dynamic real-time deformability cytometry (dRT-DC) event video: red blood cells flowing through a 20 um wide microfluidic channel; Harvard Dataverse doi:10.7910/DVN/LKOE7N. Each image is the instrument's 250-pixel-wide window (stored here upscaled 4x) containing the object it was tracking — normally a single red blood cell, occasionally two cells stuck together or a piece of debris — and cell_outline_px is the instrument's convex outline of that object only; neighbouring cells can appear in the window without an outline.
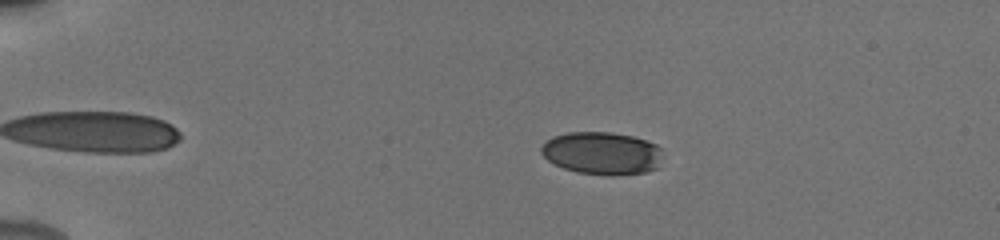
{"species": "human", "species_latin": "Homo sapiens", "temperature_condition": "cold", "stored_images_in_passage": 86, "camera_frame_rate_fps": 3000, "um_per_image_px": 0.085, "donor": {"sex": "male"}, "frame": {"image": 1, "passage_image": 11, "time_ms": 2.0, "image_size_px": [1000, 240], "cell_outline_px": [[660, 148], [656, 168], [644, 172], [612, 176], [576, 172], [564, 168], [548, 160], [540, 152], [540, 148], [552, 136], [568, 132], [608, 132], [632, 136], [656, 144]], "centroid_in_image_um": [51.11, 13.02], "position_along_channel_um": 33.9, "area_um2": 29.82}}
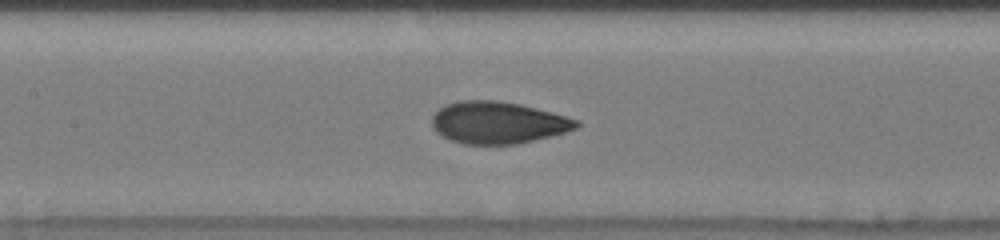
{"frame": {"image": 2, "passage_image": 39, "time_ms": 7.333, "image_size_px": [1000, 240], "cell_outline_px": [[580, 124], [576, 128], [564, 132], [516, 144], [464, 144], [452, 140], [436, 132], [432, 128], [432, 116], [440, 108], [448, 104], [460, 100], [496, 100], [520, 104], [552, 112], [580, 120]], "centroid_in_image_um": [42.31, 10.41], "position_along_channel_um": 165.1, "area_um2": 35.08}}
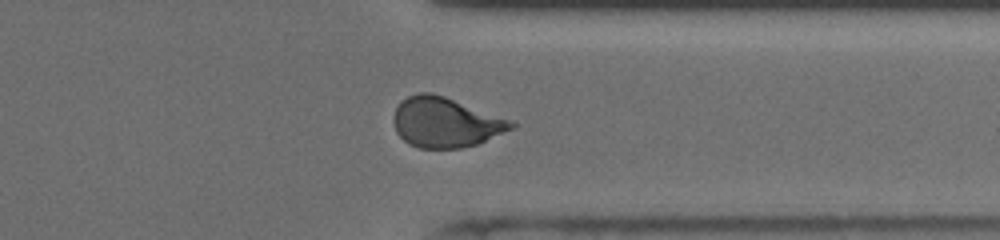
{"frame": {"image": 3, "passage_image": 67, "time_ms": 12.667, "image_size_px": [1000, 240], "cell_outline_px": [[516, 128], [476, 144], [460, 148], [420, 148], [408, 144], [396, 132], [392, 120], [392, 116], [400, 100], [408, 96], [420, 92], [432, 92], [444, 96], [508, 120], [516, 124]], "centroid_in_image_um": [37.8, 10.4], "position_along_channel_um": 373.6, "area_um2": 34.04}, "authors_computed_cell_mechanics": {"area_um2": 33.6107, "velocity_mm_per_s": 3.918, "shape_relaxation_time_tau1_ms": 3.1929, "shape_relaxation_time_tau2_ms": 1.0424, "deformation_change_tau1": 0.1477, "deformation_change_tau2": 0.0588}}